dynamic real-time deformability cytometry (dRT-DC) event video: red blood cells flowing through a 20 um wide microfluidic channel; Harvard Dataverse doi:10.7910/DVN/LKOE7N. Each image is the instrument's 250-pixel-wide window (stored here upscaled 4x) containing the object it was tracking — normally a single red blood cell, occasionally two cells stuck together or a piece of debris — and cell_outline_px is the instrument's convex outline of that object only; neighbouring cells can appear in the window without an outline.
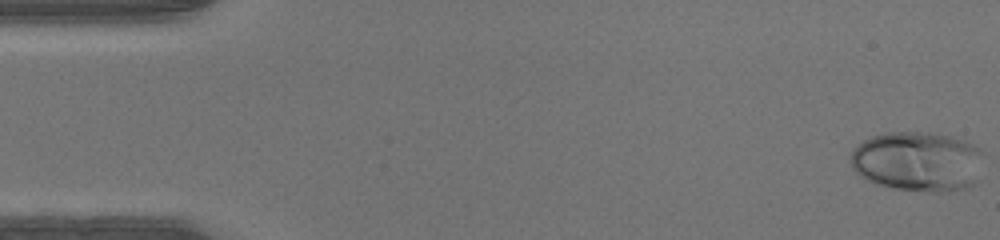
{"species": "human", "species_latin": "Homo sapiens", "temperature_condition": "warm", "stored_images_in_passage": 47, "camera_frame_rate_fps": 3000, "um_per_image_px": 0.085, "donor": {"sex": "male"}, "frame": {"image": 1, "passage_image": 1, "time_ms": 0.0, "image_size_px": [1000, 240], "cell_outline_px": [[980, 152], [972, 184], [968, 188], [948, 192], [928, 192], [892, 188], [876, 184], [860, 176], [852, 168], [852, 148], [864, 140], [872, 136], [888, 132], [928, 132], [952, 136], [972, 144], [980, 148]], "centroid_in_image_um": [77.92, 13.72], "position_along_channel_um": 7.1, "area_um2": 45.95}}
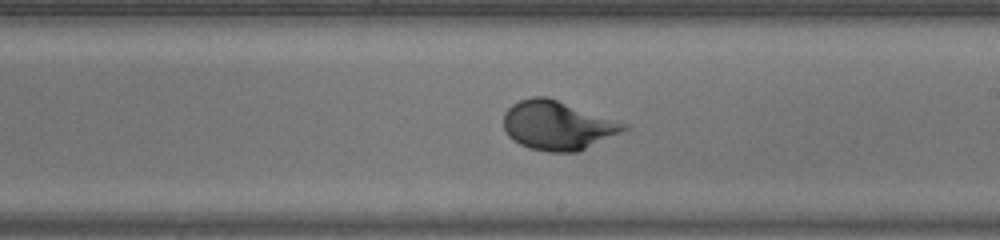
{"frame": {"image": 2, "passage_image": 27, "time_ms": 8.667, "image_size_px": [1000, 240], "cell_outline_px": [[632, 124], [628, 128], [580, 152], [548, 152], [528, 148], [512, 140], [508, 136], [504, 128], [504, 112], [512, 104], [520, 100], [532, 96], [548, 96]], "centroid_in_image_um": [47.42, 10.65], "position_along_channel_um": 241.6, "area_um2": 34.97}}
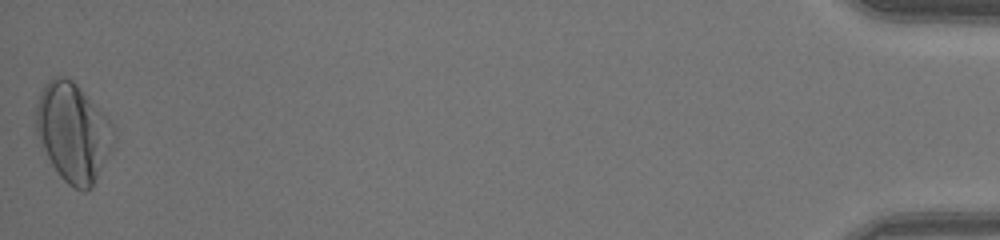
{"frame": {"image": 3, "passage_image": 47, "time_ms": 15.333, "image_size_px": [1000, 240], "cell_outline_px": [[116, 140], [92, 188], [84, 192], [68, 184], [60, 176], [52, 164], [36, 132], [36, 108], [40, 92], [44, 84], [52, 76], [64, 76], [72, 80], [76, 84], [112, 124], [116, 136]], "centroid_in_image_um": [6.22, 11.25], "position_along_channel_um": 429.0, "area_um2": 44.16}}